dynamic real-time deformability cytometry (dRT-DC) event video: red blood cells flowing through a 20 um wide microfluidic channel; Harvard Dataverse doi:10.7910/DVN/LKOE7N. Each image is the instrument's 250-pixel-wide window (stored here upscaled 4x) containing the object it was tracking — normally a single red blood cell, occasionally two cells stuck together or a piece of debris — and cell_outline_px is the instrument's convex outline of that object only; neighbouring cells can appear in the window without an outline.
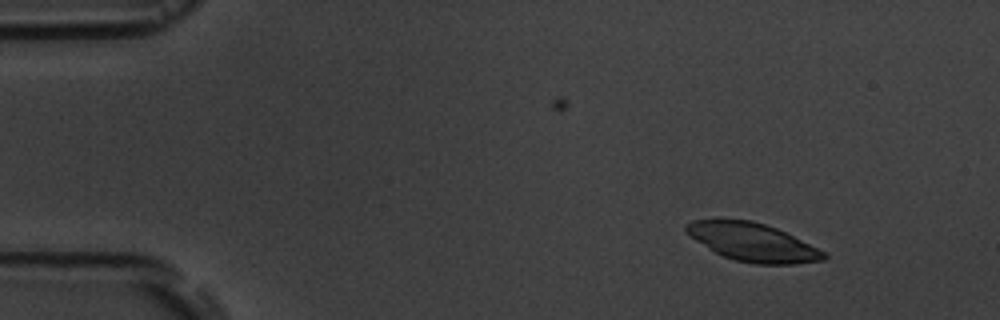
{"species": "common noctule bat (a hibernating species)", "species_latin": "Nyctalus noctula", "temperature_condition": "room temperature", "stored_images_in_passage": 4, "camera_frame_rate_fps": 3000, "um_per_image_px": 0.085, "animal": {"sex": "male", "body_mass_g": 19.5, "forearm_length_mm": 54.6}, "frame": {"image": 1, "passage_image": 1, "time_ms": 0.0, "image_size_px": [1000, 320], "cell_outline_px": [[828, 256], [824, 260], [792, 264], [756, 264], [736, 260], [724, 256], [716, 252], [688, 236], [684, 232], [684, 224], [692, 220], [720, 216], [752, 220], [776, 228], [828, 252]], "centroid_in_image_um": [63.91, 20.53], "position_along_channel_um": 21.1, "area_um2": 31.39}}